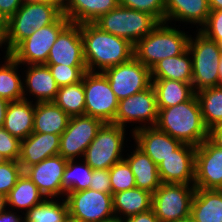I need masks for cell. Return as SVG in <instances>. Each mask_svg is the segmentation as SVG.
I'll return each instance as SVG.
<instances>
[{"label": "cell", "instance_id": "obj_1", "mask_svg": "<svg viewBox=\"0 0 222 222\" xmlns=\"http://www.w3.org/2000/svg\"><path fill=\"white\" fill-rule=\"evenodd\" d=\"M80 32L88 71L103 72L134 57L132 43L101 30L94 23L80 24Z\"/></svg>", "mask_w": 222, "mask_h": 222}, {"label": "cell", "instance_id": "obj_2", "mask_svg": "<svg viewBox=\"0 0 222 222\" xmlns=\"http://www.w3.org/2000/svg\"><path fill=\"white\" fill-rule=\"evenodd\" d=\"M155 126L174 139L195 147L208 139L209 130L204 124L196 94L186 102L159 109Z\"/></svg>", "mask_w": 222, "mask_h": 222}, {"label": "cell", "instance_id": "obj_3", "mask_svg": "<svg viewBox=\"0 0 222 222\" xmlns=\"http://www.w3.org/2000/svg\"><path fill=\"white\" fill-rule=\"evenodd\" d=\"M63 12L49 3L41 1L23 2L16 13L4 24L2 46L9 54L22 40L40 29L54 23Z\"/></svg>", "mask_w": 222, "mask_h": 222}, {"label": "cell", "instance_id": "obj_4", "mask_svg": "<svg viewBox=\"0 0 222 222\" xmlns=\"http://www.w3.org/2000/svg\"><path fill=\"white\" fill-rule=\"evenodd\" d=\"M176 27V24L158 23L134 45V57L151 69L160 60L182 54L188 48L190 34Z\"/></svg>", "mask_w": 222, "mask_h": 222}, {"label": "cell", "instance_id": "obj_5", "mask_svg": "<svg viewBox=\"0 0 222 222\" xmlns=\"http://www.w3.org/2000/svg\"><path fill=\"white\" fill-rule=\"evenodd\" d=\"M93 23L101 30L126 39L135 45L159 22L149 13L118 5L115 9L101 15Z\"/></svg>", "mask_w": 222, "mask_h": 222}, {"label": "cell", "instance_id": "obj_6", "mask_svg": "<svg viewBox=\"0 0 222 222\" xmlns=\"http://www.w3.org/2000/svg\"><path fill=\"white\" fill-rule=\"evenodd\" d=\"M193 38L190 34L188 50L192 58V85L195 92L204 88L219 86V61L221 50L219 43L207 38L196 30Z\"/></svg>", "mask_w": 222, "mask_h": 222}, {"label": "cell", "instance_id": "obj_7", "mask_svg": "<svg viewBox=\"0 0 222 222\" xmlns=\"http://www.w3.org/2000/svg\"><path fill=\"white\" fill-rule=\"evenodd\" d=\"M126 130L113 123H104L85 150L82 160L92 169H110L124 159Z\"/></svg>", "mask_w": 222, "mask_h": 222}, {"label": "cell", "instance_id": "obj_8", "mask_svg": "<svg viewBox=\"0 0 222 222\" xmlns=\"http://www.w3.org/2000/svg\"><path fill=\"white\" fill-rule=\"evenodd\" d=\"M194 185L162 183L152 195V210L159 222H176L191 214Z\"/></svg>", "mask_w": 222, "mask_h": 222}, {"label": "cell", "instance_id": "obj_9", "mask_svg": "<svg viewBox=\"0 0 222 222\" xmlns=\"http://www.w3.org/2000/svg\"><path fill=\"white\" fill-rule=\"evenodd\" d=\"M70 222H106L115 218L113 195L92 189L65 195Z\"/></svg>", "mask_w": 222, "mask_h": 222}, {"label": "cell", "instance_id": "obj_10", "mask_svg": "<svg viewBox=\"0 0 222 222\" xmlns=\"http://www.w3.org/2000/svg\"><path fill=\"white\" fill-rule=\"evenodd\" d=\"M70 23L62 14L54 23L36 29L22 40L9 54L22 65L46 64L52 45L59 33Z\"/></svg>", "mask_w": 222, "mask_h": 222}, {"label": "cell", "instance_id": "obj_11", "mask_svg": "<svg viewBox=\"0 0 222 222\" xmlns=\"http://www.w3.org/2000/svg\"><path fill=\"white\" fill-rule=\"evenodd\" d=\"M158 119V109L156 92L152 84L145 90L133 94L118 103V111L112 122L123 128H128L127 124H135L130 129L132 133L138 129L155 126Z\"/></svg>", "mask_w": 222, "mask_h": 222}, {"label": "cell", "instance_id": "obj_12", "mask_svg": "<svg viewBox=\"0 0 222 222\" xmlns=\"http://www.w3.org/2000/svg\"><path fill=\"white\" fill-rule=\"evenodd\" d=\"M85 115L112 123L118 111V99L103 72L87 71L83 76Z\"/></svg>", "mask_w": 222, "mask_h": 222}, {"label": "cell", "instance_id": "obj_13", "mask_svg": "<svg viewBox=\"0 0 222 222\" xmlns=\"http://www.w3.org/2000/svg\"><path fill=\"white\" fill-rule=\"evenodd\" d=\"M118 101L147 89L151 84V71L132 57L129 61L103 71Z\"/></svg>", "mask_w": 222, "mask_h": 222}, {"label": "cell", "instance_id": "obj_14", "mask_svg": "<svg viewBox=\"0 0 222 222\" xmlns=\"http://www.w3.org/2000/svg\"><path fill=\"white\" fill-rule=\"evenodd\" d=\"M103 124L104 122L96 117L71 116L67 128L60 136L59 155L67 160L82 159Z\"/></svg>", "mask_w": 222, "mask_h": 222}, {"label": "cell", "instance_id": "obj_15", "mask_svg": "<svg viewBox=\"0 0 222 222\" xmlns=\"http://www.w3.org/2000/svg\"><path fill=\"white\" fill-rule=\"evenodd\" d=\"M195 188L219 189L222 186V149L209 139L195 151Z\"/></svg>", "mask_w": 222, "mask_h": 222}, {"label": "cell", "instance_id": "obj_16", "mask_svg": "<svg viewBox=\"0 0 222 222\" xmlns=\"http://www.w3.org/2000/svg\"><path fill=\"white\" fill-rule=\"evenodd\" d=\"M67 159L61 155L46 158L23 172L36 184L46 198H63L62 178Z\"/></svg>", "mask_w": 222, "mask_h": 222}, {"label": "cell", "instance_id": "obj_17", "mask_svg": "<svg viewBox=\"0 0 222 222\" xmlns=\"http://www.w3.org/2000/svg\"><path fill=\"white\" fill-rule=\"evenodd\" d=\"M196 147L183 143L172 155L161 161L158 173L161 183L194 185Z\"/></svg>", "mask_w": 222, "mask_h": 222}, {"label": "cell", "instance_id": "obj_18", "mask_svg": "<svg viewBox=\"0 0 222 222\" xmlns=\"http://www.w3.org/2000/svg\"><path fill=\"white\" fill-rule=\"evenodd\" d=\"M46 64L86 66L80 24L69 23L52 45Z\"/></svg>", "mask_w": 222, "mask_h": 222}, {"label": "cell", "instance_id": "obj_19", "mask_svg": "<svg viewBox=\"0 0 222 222\" xmlns=\"http://www.w3.org/2000/svg\"><path fill=\"white\" fill-rule=\"evenodd\" d=\"M22 70L24 99L35 103L53 102L59 87L48 66L45 64L26 65Z\"/></svg>", "mask_w": 222, "mask_h": 222}, {"label": "cell", "instance_id": "obj_20", "mask_svg": "<svg viewBox=\"0 0 222 222\" xmlns=\"http://www.w3.org/2000/svg\"><path fill=\"white\" fill-rule=\"evenodd\" d=\"M131 138L156 165L172 155L183 144L156 126L138 129L132 133Z\"/></svg>", "mask_w": 222, "mask_h": 222}, {"label": "cell", "instance_id": "obj_21", "mask_svg": "<svg viewBox=\"0 0 222 222\" xmlns=\"http://www.w3.org/2000/svg\"><path fill=\"white\" fill-rule=\"evenodd\" d=\"M60 135L33 132L21 140L20 157L18 159L23 171L46 158L59 155Z\"/></svg>", "mask_w": 222, "mask_h": 222}, {"label": "cell", "instance_id": "obj_22", "mask_svg": "<svg viewBox=\"0 0 222 222\" xmlns=\"http://www.w3.org/2000/svg\"><path fill=\"white\" fill-rule=\"evenodd\" d=\"M210 11L209 0H165L164 22L174 24L180 21L199 30L206 23Z\"/></svg>", "mask_w": 222, "mask_h": 222}, {"label": "cell", "instance_id": "obj_23", "mask_svg": "<svg viewBox=\"0 0 222 222\" xmlns=\"http://www.w3.org/2000/svg\"><path fill=\"white\" fill-rule=\"evenodd\" d=\"M133 148V151L131 153L128 152L124 159L130 165L135 176L136 187L153 194L162 184L158 173V166L136 144H134Z\"/></svg>", "mask_w": 222, "mask_h": 222}, {"label": "cell", "instance_id": "obj_24", "mask_svg": "<svg viewBox=\"0 0 222 222\" xmlns=\"http://www.w3.org/2000/svg\"><path fill=\"white\" fill-rule=\"evenodd\" d=\"M35 102L21 99L10 102L5 116L3 128L20 140L33 133Z\"/></svg>", "mask_w": 222, "mask_h": 222}, {"label": "cell", "instance_id": "obj_25", "mask_svg": "<svg viewBox=\"0 0 222 222\" xmlns=\"http://www.w3.org/2000/svg\"><path fill=\"white\" fill-rule=\"evenodd\" d=\"M119 5V0H65L63 14L71 23H93Z\"/></svg>", "mask_w": 222, "mask_h": 222}, {"label": "cell", "instance_id": "obj_26", "mask_svg": "<svg viewBox=\"0 0 222 222\" xmlns=\"http://www.w3.org/2000/svg\"><path fill=\"white\" fill-rule=\"evenodd\" d=\"M190 216L195 222H222V191L196 188Z\"/></svg>", "mask_w": 222, "mask_h": 222}, {"label": "cell", "instance_id": "obj_27", "mask_svg": "<svg viewBox=\"0 0 222 222\" xmlns=\"http://www.w3.org/2000/svg\"><path fill=\"white\" fill-rule=\"evenodd\" d=\"M152 193L140 188H132L113 194L115 218H126L152 209Z\"/></svg>", "mask_w": 222, "mask_h": 222}, {"label": "cell", "instance_id": "obj_28", "mask_svg": "<svg viewBox=\"0 0 222 222\" xmlns=\"http://www.w3.org/2000/svg\"><path fill=\"white\" fill-rule=\"evenodd\" d=\"M70 116L54 102L35 103L33 132L60 135L67 128Z\"/></svg>", "mask_w": 222, "mask_h": 222}, {"label": "cell", "instance_id": "obj_29", "mask_svg": "<svg viewBox=\"0 0 222 222\" xmlns=\"http://www.w3.org/2000/svg\"><path fill=\"white\" fill-rule=\"evenodd\" d=\"M45 198L36 184L23 172L18 178L16 185L6 196V206L11 210L16 209L15 211L25 215Z\"/></svg>", "mask_w": 222, "mask_h": 222}, {"label": "cell", "instance_id": "obj_30", "mask_svg": "<svg viewBox=\"0 0 222 222\" xmlns=\"http://www.w3.org/2000/svg\"><path fill=\"white\" fill-rule=\"evenodd\" d=\"M150 71L151 79H170L192 84V58L188 48L178 56L160 60Z\"/></svg>", "mask_w": 222, "mask_h": 222}, {"label": "cell", "instance_id": "obj_31", "mask_svg": "<svg viewBox=\"0 0 222 222\" xmlns=\"http://www.w3.org/2000/svg\"><path fill=\"white\" fill-rule=\"evenodd\" d=\"M151 80L156 92L158 110L186 102L196 94L191 83L170 79Z\"/></svg>", "mask_w": 222, "mask_h": 222}, {"label": "cell", "instance_id": "obj_32", "mask_svg": "<svg viewBox=\"0 0 222 222\" xmlns=\"http://www.w3.org/2000/svg\"><path fill=\"white\" fill-rule=\"evenodd\" d=\"M0 64V98L9 102L24 99L23 76L19 73L22 66L10 54H6Z\"/></svg>", "mask_w": 222, "mask_h": 222}, {"label": "cell", "instance_id": "obj_33", "mask_svg": "<svg viewBox=\"0 0 222 222\" xmlns=\"http://www.w3.org/2000/svg\"><path fill=\"white\" fill-rule=\"evenodd\" d=\"M196 96L207 129L222 124V85L199 90Z\"/></svg>", "mask_w": 222, "mask_h": 222}, {"label": "cell", "instance_id": "obj_34", "mask_svg": "<svg viewBox=\"0 0 222 222\" xmlns=\"http://www.w3.org/2000/svg\"><path fill=\"white\" fill-rule=\"evenodd\" d=\"M25 220L26 222H70L65 198H45L25 214Z\"/></svg>", "mask_w": 222, "mask_h": 222}, {"label": "cell", "instance_id": "obj_35", "mask_svg": "<svg viewBox=\"0 0 222 222\" xmlns=\"http://www.w3.org/2000/svg\"><path fill=\"white\" fill-rule=\"evenodd\" d=\"M92 172L93 169L84 160H68L62 178L63 198L69 192L89 189Z\"/></svg>", "mask_w": 222, "mask_h": 222}, {"label": "cell", "instance_id": "obj_36", "mask_svg": "<svg viewBox=\"0 0 222 222\" xmlns=\"http://www.w3.org/2000/svg\"><path fill=\"white\" fill-rule=\"evenodd\" d=\"M53 102L70 117L85 115L83 79L78 83L60 87Z\"/></svg>", "mask_w": 222, "mask_h": 222}, {"label": "cell", "instance_id": "obj_37", "mask_svg": "<svg viewBox=\"0 0 222 222\" xmlns=\"http://www.w3.org/2000/svg\"><path fill=\"white\" fill-rule=\"evenodd\" d=\"M112 195L136 187L135 176L128 162L123 159L109 169Z\"/></svg>", "mask_w": 222, "mask_h": 222}, {"label": "cell", "instance_id": "obj_38", "mask_svg": "<svg viewBox=\"0 0 222 222\" xmlns=\"http://www.w3.org/2000/svg\"><path fill=\"white\" fill-rule=\"evenodd\" d=\"M48 66L58 87L72 85L82 81L88 71L86 66H67L62 64H45Z\"/></svg>", "mask_w": 222, "mask_h": 222}, {"label": "cell", "instance_id": "obj_39", "mask_svg": "<svg viewBox=\"0 0 222 222\" xmlns=\"http://www.w3.org/2000/svg\"><path fill=\"white\" fill-rule=\"evenodd\" d=\"M119 5L149 13L159 23L164 22L165 0H119Z\"/></svg>", "mask_w": 222, "mask_h": 222}, {"label": "cell", "instance_id": "obj_40", "mask_svg": "<svg viewBox=\"0 0 222 222\" xmlns=\"http://www.w3.org/2000/svg\"><path fill=\"white\" fill-rule=\"evenodd\" d=\"M22 173L23 169L18 161L8 160L0 164V194L6 197Z\"/></svg>", "mask_w": 222, "mask_h": 222}, {"label": "cell", "instance_id": "obj_41", "mask_svg": "<svg viewBox=\"0 0 222 222\" xmlns=\"http://www.w3.org/2000/svg\"><path fill=\"white\" fill-rule=\"evenodd\" d=\"M21 140L12 136L0 127V153L8 160L18 161L20 157Z\"/></svg>", "mask_w": 222, "mask_h": 222}, {"label": "cell", "instance_id": "obj_42", "mask_svg": "<svg viewBox=\"0 0 222 222\" xmlns=\"http://www.w3.org/2000/svg\"><path fill=\"white\" fill-rule=\"evenodd\" d=\"M199 31L217 43L222 41V10H211L206 23Z\"/></svg>", "mask_w": 222, "mask_h": 222}, {"label": "cell", "instance_id": "obj_43", "mask_svg": "<svg viewBox=\"0 0 222 222\" xmlns=\"http://www.w3.org/2000/svg\"><path fill=\"white\" fill-rule=\"evenodd\" d=\"M89 189L112 194L109 169H93Z\"/></svg>", "mask_w": 222, "mask_h": 222}, {"label": "cell", "instance_id": "obj_44", "mask_svg": "<svg viewBox=\"0 0 222 222\" xmlns=\"http://www.w3.org/2000/svg\"><path fill=\"white\" fill-rule=\"evenodd\" d=\"M23 4V0H0V18L6 22Z\"/></svg>", "mask_w": 222, "mask_h": 222}, {"label": "cell", "instance_id": "obj_45", "mask_svg": "<svg viewBox=\"0 0 222 222\" xmlns=\"http://www.w3.org/2000/svg\"><path fill=\"white\" fill-rule=\"evenodd\" d=\"M17 213L19 212H15V210L5 208L3 211L0 212V222H26L25 215H19Z\"/></svg>", "mask_w": 222, "mask_h": 222}, {"label": "cell", "instance_id": "obj_46", "mask_svg": "<svg viewBox=\"0 0 222 222\" xmlns=\"http://www.w3.org/2000/svg\"><path fill=\"white\" fill-rule=\"evenodd\" d=\"M125 222H159L154 211L151 209L144 213L130 216L124 220Z\"/></svg>", "mask_w": 222, "mask_h": 222}, {"label": "cell", "instance_id": "obj_47", "mask_svg": "<svg viewBox=\"0 0 222 222\" xmlns=\"http://www.w3.org/2000/svg\"><path fill=\"white\" fill-rule=\"evenodd\" d=\"M208 139L216 146L222 149V124L216 125L208 132Z\"/></svg>", "mask_w": 222, "mask_h": 222}, {"label": "cell", "instance_id": "obj_48", "mask_svg": "<svg viewBox=\"0 0 222 222\" xmlns=\"http://www.w3.org/2000/svg\"><path fill=\"white\" fill-rule=\"evenodd\" d=\"M9 103L10 102L6 99L0 98V127H3L4 125L6 111Z\"/></svg>", "mask_w": 222, "mask_h": 222}, {"label": "cell", "instance_id": "obj_49", "mask_svg": "<svg viewBox=\"0 0 222 222\" xmlns=\"http://www.w3.org/2000/svg\"><path fill=\"white\" fill-rule=\"evenodd\" d=\"M41 1L57 6L62 12L64 9L65 0H23V2Z\"/></svg>", "mask_w": 222, "mask_h": 222}, {"label": "cell", "instance_id": "obj_50", "mask_svg": "<svg viewBox=\"0 0 222 222\" xmlns=\"http://www.w3.org/2000/svg\"><path fill=\"white\" fill-rule=\"evenodd\" d=\"M211 10H222V0H209Z\"/></svg>", "mask_w": 222, "mask_h": 222}, {"label": "cell", "instance_id": "obj_51", "mask_svg": "<svg viewBox=\"0 0 222 222\" xmlns=\"http://www.w3.org/2000/svg\"><path fill=\"white\" fill-rule=\"evenodd\" d=\"M5 208H7L6 197L4 195L0 194V212L3 211Z\"/></svg>", "mask_w": 222, "mask_h": 222}, {"label": "cell", "instance_id": "obj_52", "mask_svg": "<svg viewBox=\"0 0 222 222\" xmlns=\"http://www.w3.org/2000/svg\"><path fill=\"white\" fill-rule=\"evenodd\" d=\"M218 72H219V85H222V54L219 61Z\"/></svg>", "mask_w": 222, "mask_h": 222}, {"label": "cell", "instance_id": "obj_53", "mask_svg": "<svg viewBox=\"0 0 222 222\" xmlns=\"http://www.w3.org/2000/svg\"><path fill=\"white\" fill-rule=\"evenodd\" d=\"M176 222H195L194 219L191 216H188L187 218L181 219Z\"/></svg>", "mask_w": 222, "mask_h": 222}, {"label": "cell", "instance_id": "obj_54", "mask_svg": "<svg viewBox=\"0 0 222 222\" xmlns=\"http://www.w3.org/2000/svg\"><path fill=\"white\" fill-rule=\"evenodd\" d=\"M6 161H8V159L0 153V164H4Z\"/></svg>", "mask_w": 222, "mask_h": 222}, {"label": "cell", "instance_id": "obj_55", "mask_svg": "<svg viewBox=\"0 0 222 222\" xmlns=\"http://www.w3.org/2000/svg\"><path fill=\"white\" fill-rule=\"evenodd\" d=\"M106 222H125V221L122 220V219L114 218V219H111V220L106 221Z\"/></svg>", "mask_w": 222, "mask_h": 222}, {"label": "cell", "instance_id": "obj_56", "mask_svg": "<svg viewBox=\"0 0 222 222\" xmlns=\"http://www.w3.org/2000/svg\"><path fill=\"white\" fill-rule=\"evenodd\" d=\"M5 22L0 18V32L2 33Z\"/></svg>", "mask_w": 222, "mask_h": 222}, {"label": "cell", "instance_id": "obj_57", "mask_svg": "<svg viewBox=\"0 0 222 222\" xmlns=\"http://www.w3.org/2000/svg\"><path fill=\"white\" fill-rule=\"evenodd\" d=\"M0 48L3 49V47H2V33L1 32H0Z\"/></svg>", "mask_w": 222, "mask_h": 222}, {"label": "cell", "instance_id": "obj_58", "mask_svg": "<svg viewBox=\"0 0 222 222\" xmlns=\"http://www.w3.org/2000/svg\"><path fill=\"white\" fill-rule=\"evenodd\" d=\"M220 50L222 52V41L219 42Z\"/></svg>", "mask_w": 222, "mask_h": 222}]
</instances>
